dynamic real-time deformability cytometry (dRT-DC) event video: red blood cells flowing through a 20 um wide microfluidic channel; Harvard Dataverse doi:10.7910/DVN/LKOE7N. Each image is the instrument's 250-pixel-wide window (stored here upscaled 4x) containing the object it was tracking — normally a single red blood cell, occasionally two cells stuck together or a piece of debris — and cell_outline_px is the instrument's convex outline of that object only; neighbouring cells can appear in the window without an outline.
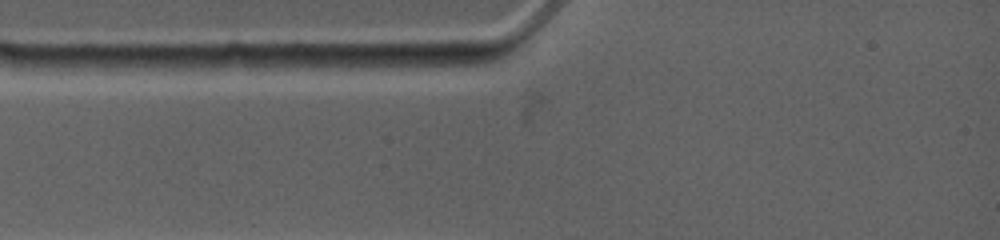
{"species": "common noctule bat (a hibernating species)", "species_latin": "Nyctalus noctula", "temperature_condition": "warm", "stored_images_in_passage": 2, "camera_frame_rate_fps": 4500, "um_per_image_px": 0.085, "animal": {"sex": "female", "body_mass_g": 19.0, "forearm_length_mm": 53.3}, "frame": {"image": 1, "passage_image": 2, "time_ms": 0.667, "image_size_px": [1000, 240], "cell_outline_px": [[444, 64], [412, 72], [328, 72], [296, 64], [304, 56], [392, 56]], "centroid_in_image_um": [31.02, 5.44], "position_along_channel_um": 54.0, "area_um2": 13.53}}